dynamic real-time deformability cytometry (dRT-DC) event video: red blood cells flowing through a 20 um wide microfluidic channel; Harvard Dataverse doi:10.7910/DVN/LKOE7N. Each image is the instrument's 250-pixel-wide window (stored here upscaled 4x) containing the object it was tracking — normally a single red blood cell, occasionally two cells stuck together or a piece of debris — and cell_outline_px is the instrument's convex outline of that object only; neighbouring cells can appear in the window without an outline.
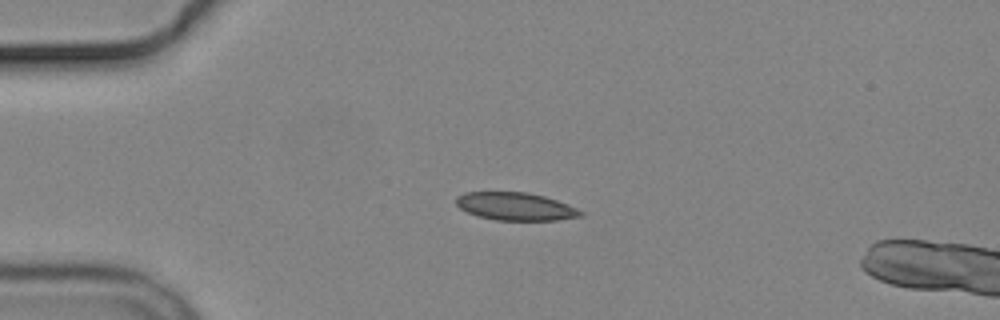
{"species": "common noctule bat (a hibernating species)", "species_latin": "Nyctalus noctula", "temperature_condition": "cold", "stored_images_in_passage": 5, "camera_frame_rate_fps": 3000, "um_per_image_px": 0.085, "animal": {"sex": "male", "body_mass_g": 19.2, "forearm_length_mm": 51.8}, "frame": {"image": 1, "passage_image": 3, "time_ms": 2.333, "image_size_px": [1000, 320], "cell_outline_px": [[584, 216], [556, 220], [496, 220], [476, 216], [460, 208], [456, 204], [456, 196], [464, 192], [528, 192], [544, 196], [556, 200], [576, 208], [584, 212]], "centroid_in_image_um": [43.8, 17.54], "position_along_channel_um": 41.2, "area_um2": 20.23}}